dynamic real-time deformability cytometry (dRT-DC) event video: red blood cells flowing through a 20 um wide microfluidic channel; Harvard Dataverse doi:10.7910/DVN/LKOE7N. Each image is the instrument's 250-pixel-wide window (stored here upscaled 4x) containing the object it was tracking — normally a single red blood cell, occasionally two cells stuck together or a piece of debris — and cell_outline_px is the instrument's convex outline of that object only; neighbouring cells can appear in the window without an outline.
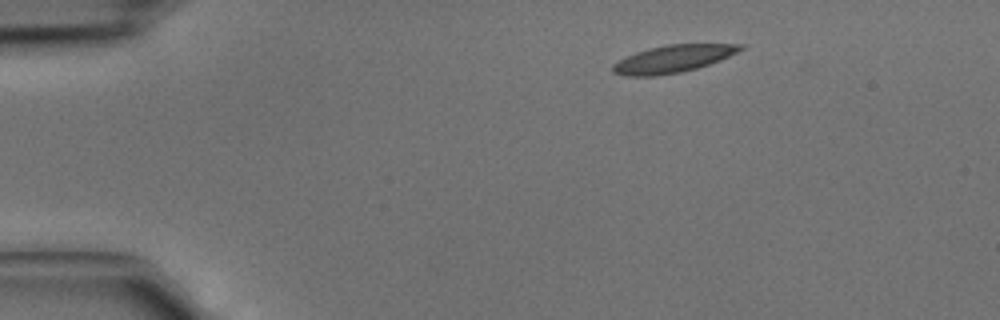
{"species": "common noctule bat (a hibernating species)", "species_latin": "Nyctalus noctula", "temperature_condition": "cold", "stored_images_in_passage": 3, "camera_frame_rate_fps": 3000, "um_per_image_px": 0.085, "animal": {"sex": "male", "body_mass_g": 15.6}, "frame": {"image": 1, "passage_image": 1, "time_ms": 0.0, "image_size_px": [1000, 320], "cell_outline_px": [[744, 48], [720, 60], [696, 68], [680, 72], [656, 76], [624, 76], [612, 72], [612, 64], [636, 52], [648, 48], [668, 44], [744, 44]], "centroid_in_image_um": [57.17, 5.0], "position_along_channel_um": 27.8, "area_um2": 20.17}}
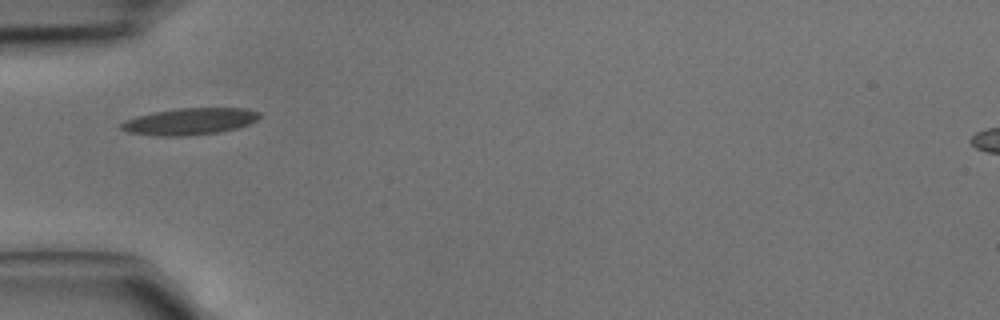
{"frame": {"image": 2, "passage_image": 3, "time_ms": 0.667, "image_size_px": [1000, 320], "cell_outline_px": [[260, 116], [256, 120], [248, 124], [236, 128], [220, 132], [184, 136], [156, 136], [128, 132], [120, 128], [120, 124], [124, 120], [136, 116], [152, 112], [180, 108], [244, 108], [260, 112]], "centroid_in_image_um": [16.09, 10.32], "position_along_channel_um": 68.9, "area_um2": 21.56}}